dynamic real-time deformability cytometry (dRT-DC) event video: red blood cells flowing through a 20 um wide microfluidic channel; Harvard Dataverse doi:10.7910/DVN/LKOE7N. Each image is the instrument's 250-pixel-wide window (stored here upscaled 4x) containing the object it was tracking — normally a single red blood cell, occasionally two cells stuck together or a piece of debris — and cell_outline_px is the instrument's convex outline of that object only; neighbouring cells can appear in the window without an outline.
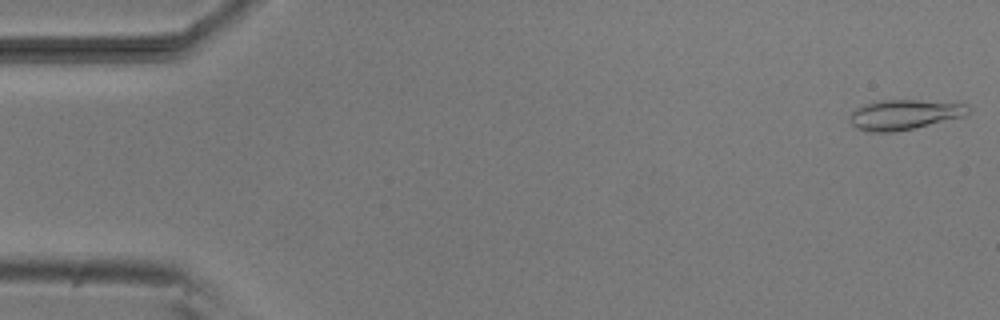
{"species": "common noctule bat (a hibernating species)", "species_latin": "Nyctalus noctula", "temperature_condition": "room temperature", "stored_images_in_passage": 25, "camera_frame_rate_fps": 3000, "um_per_image_px": 0.085, "animal": {"sex": "male", "body_mass_g": 20.5, "forearm_length_mm": 52.5}, "frame": {"image": 1, "passage_image": 1, "time_ms": 0.0, "image_size_px": [1000, 320], "cell_outline_px": [[972, 108], [964, 116], [912, 128], [892, 132], [872, 132], [856, 128], [852, 124], [852, 112], [856, 108], [864, 104], [880, 100], [916, 100], [968, 104]], "centroid_in_image_um": [76.88, 9.73], "position_along_channel_um": 8.1, "area_um2": 20.35}}
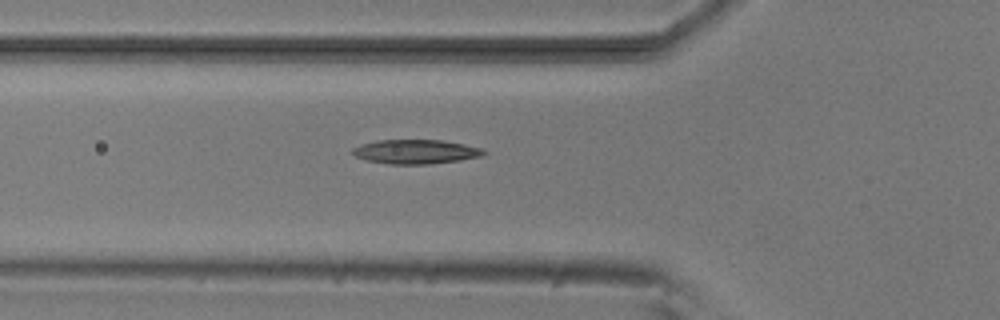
{"frame": {"image": 2, "passage_image": 18, "time_ms": 5.667, "image_size_px": [1000, 320], "cell_outline_px": [[488, 152], [484, 156], [460, 160], [428, 164], [388, 164], [368, 160], [356, 156], [352, 152], [352, 148], [360, 144], [376, 140], [444, 140], [464, 144], [480, 148]], "centroid_in_image_um": [35.36, 12.89], "position_along_channel_um": 90.4, "area_um2": 18.55}}
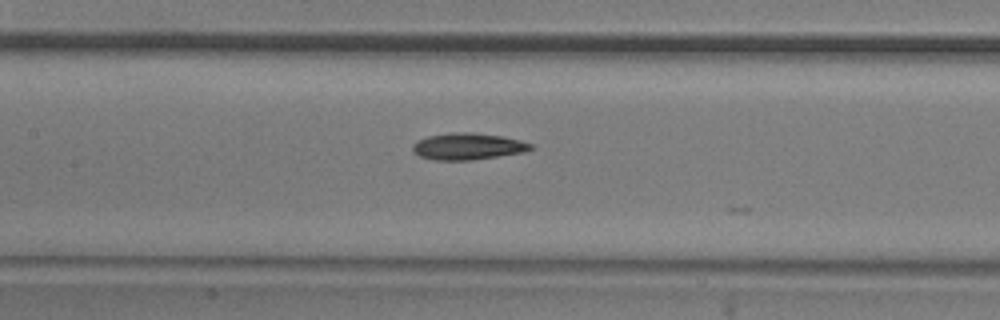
{"frame": {"image": 3, "passage_image": 24, "time_ms": 7.667, "image_size_px": [1000, 320], "cell_outline_px": [[532, 148], [524, 152], [472, 160], [432, 160], [420, 156], [412, 152], [412, 144], [416, 140], [428, 136], [452, 132], [472, 132], [500, 136], [520, 140], [532, 144]], "centroid_in_image_um": [39.71, 12.44], "position_along_channel_um": 167.7, "area_um2": 18.38}}